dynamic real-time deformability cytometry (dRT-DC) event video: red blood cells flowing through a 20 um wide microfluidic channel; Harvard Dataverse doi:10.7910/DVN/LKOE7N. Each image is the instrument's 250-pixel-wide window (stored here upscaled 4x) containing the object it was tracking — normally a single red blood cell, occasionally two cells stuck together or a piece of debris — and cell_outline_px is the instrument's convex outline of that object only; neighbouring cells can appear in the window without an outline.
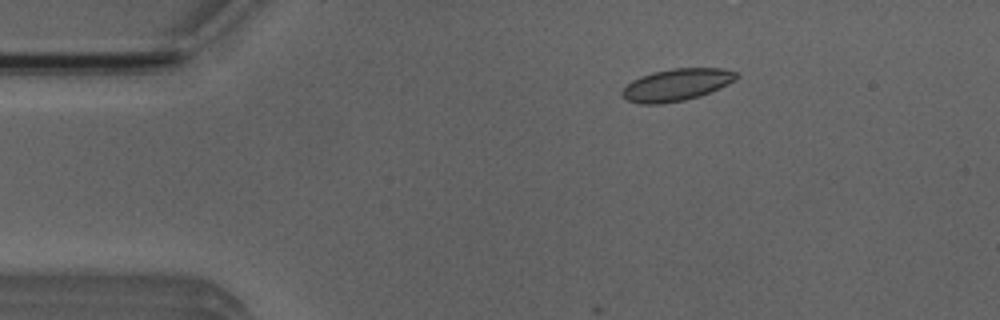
{"species": "Egyptian fruit bat (a non-hibernating species)", "species_latin": "Rousettus aegyptiacus", "temperature_condition": "room temperature", "stored_images_in_passage": 15, "camera_frame_rate_fps": 3000, "um_per_image_px": 0.085, "animal": {"sex": "male"}, "frame": {"image": 1, "passage_image": 9, "time_ms": 2.667, "image_size_px": [1000, 320], "cell_outline_px": [[740, 76], [736, 80], [720, 88], [700, 96], [684, 100], [660, 104], [640, 104], [628, 100], [620, 96], [620, 92], [632, 80], [640, 76], [652, 72], [672, 68], [720, 68], [736, 72]], "centroid_in_image_um": [57.5, 7.21], "position_along_channel_um": 27.5, "area_um2": 21.5}}